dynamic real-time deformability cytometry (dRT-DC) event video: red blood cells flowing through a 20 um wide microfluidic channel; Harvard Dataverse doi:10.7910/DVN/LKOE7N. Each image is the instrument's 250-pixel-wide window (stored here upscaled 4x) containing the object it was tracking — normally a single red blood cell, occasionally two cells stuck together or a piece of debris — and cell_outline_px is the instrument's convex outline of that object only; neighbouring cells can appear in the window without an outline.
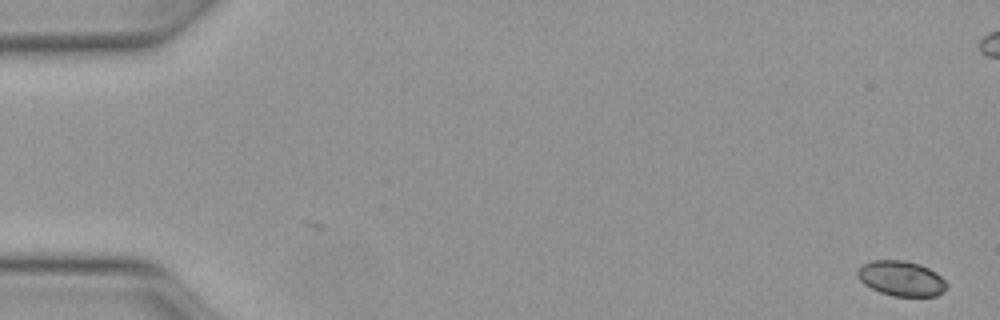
{"species": "Egyptian fruit bat (a non-hibernating species)", "species_latin": "Rousettus aegyptiacus", "temperature_condition": "warm", "stored_images_in_passage": 6, "camera_frame_rate_fps": 3000, "um_per_image_px": 0.085, "animal": {"sex": "female"}, "frame": {"image": 1, "passage_image": 1, "time_ms": 0.0, "image_size_px": [1000, 320], "cell_outline_px": [[948, 288], [936, 296], [892, 296], [880, 292], [864, 284], [856, 276], [856, 272], [864, 264], [872, 260], [904, 260], [920, 264], [936, 272], [948, 284]], "centroid_in_image_um": [76.62, 23.67], "position_along_channel_um": 8.4, "area_um2": 18.26}}